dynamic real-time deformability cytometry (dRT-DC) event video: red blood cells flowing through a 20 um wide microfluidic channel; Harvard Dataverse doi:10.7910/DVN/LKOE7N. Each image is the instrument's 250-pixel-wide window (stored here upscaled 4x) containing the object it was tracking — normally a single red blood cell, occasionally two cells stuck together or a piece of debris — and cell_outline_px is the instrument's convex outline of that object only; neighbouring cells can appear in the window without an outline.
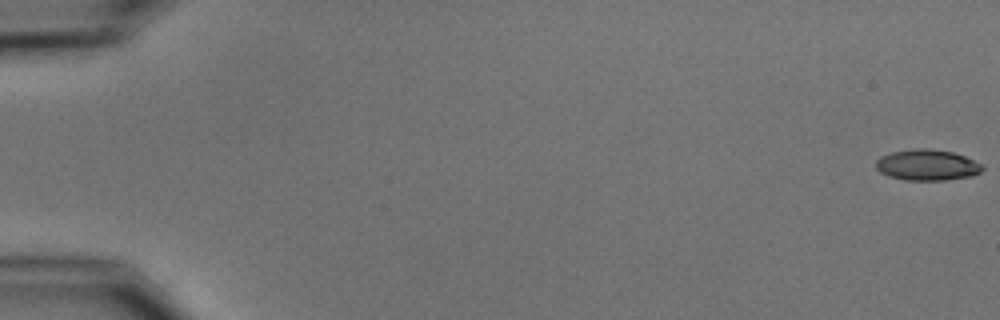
{"species": "common noctule bat (a hibernating species)", "species_latin": "Nyctalus noctula", "temperature_condition": "cold", "stored_images_in_passage": 27, "camera_frame_rate_fps": 3000, "um_per_image_px": 0.085, "animal": {"sex": "male", "body_mass_g": 15.6}, "frame": {"image": 1, "passage_image": 1, "time_ms": 0.0, "image_size_px": [1000, 320], "cell_outline_px": [[984, 168], [980, 172], [972, 176], [944, 180], [904, 180], [888, 176], [880, 172], [876, 168], [876, 160], [880, 156], [892, 152], [916, 148], [928, 148], [952, 152], [964, 156], [984, 164]], "centroid_in_image_um": [78.81, 14.02], "position_along_channel_um": 6.2, "area_um2": 19.31}}
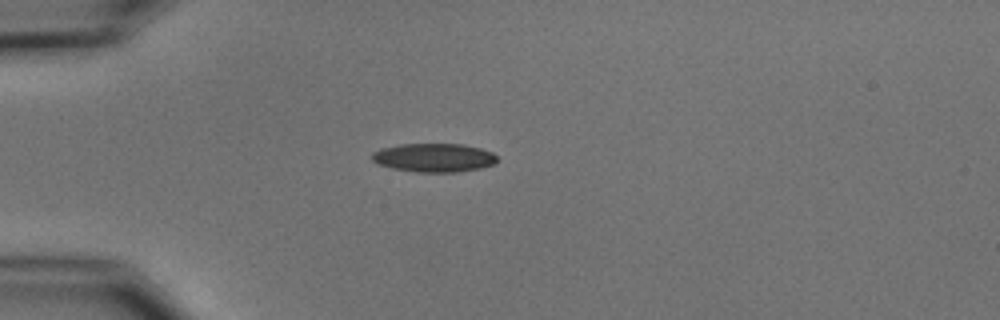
{"frame": {"image": 2, "passage_image": 16, "time_ms": 5.0, "image_size_px": [1000, 320], "cell_outline_px": [[496, 164], [480, 168], [456, 172], [416, 172], [392, 168], [380, 164], [372, 160], [372, 152], [380, 148], [400, 144], [464, 144], [480, 148], [492, 152], [496, 156]], "centroid_in_image_um": [36.89, 13.4], "position_along_channel_um": 48.1, "area_um2": 20.92}}